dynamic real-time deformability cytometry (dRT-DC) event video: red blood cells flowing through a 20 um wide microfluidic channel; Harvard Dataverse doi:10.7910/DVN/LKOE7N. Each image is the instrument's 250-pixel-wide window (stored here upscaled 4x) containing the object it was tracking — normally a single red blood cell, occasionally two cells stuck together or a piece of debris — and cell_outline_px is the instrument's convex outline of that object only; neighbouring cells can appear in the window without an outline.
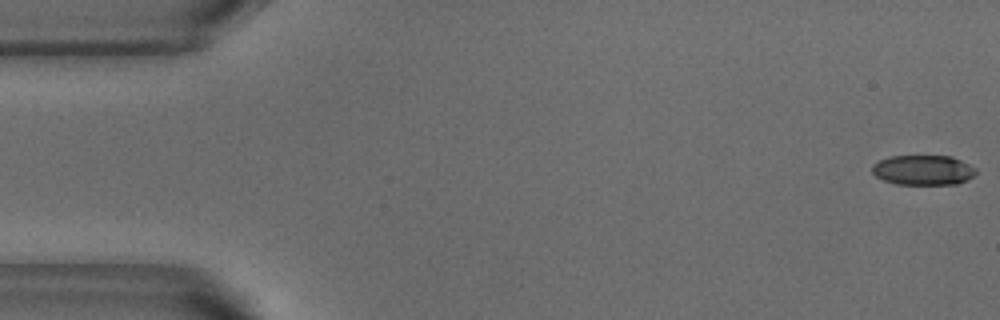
{"species": "common noctule bat (a hibernating species)", "species_latin": "Nyctalus noctula", "temperature_condition": "warm", "stored_images_in_passage": 48, "camera_frame_rate_fps": 3000, "um_per_image_px": 0.085, "animal": {"sex": "male", "body_mass_g": 18.8}, "frame": {"image": 1, "passage_image": 1, "time_ms": 0.0, "image_size_px": [1000, 320], "cell_outline_px": [[976, 172], [968, 180], [956, 184], [896, 184], [884, 180], [876, 176], [872, 172], [872, 164], [880, 160], [892, 156], [952, 156], [976, 168]], "centroid_in_image_um": [78.47, 14.46], "position_along_channel_um": 6.5, "area_um2": 18.03}}
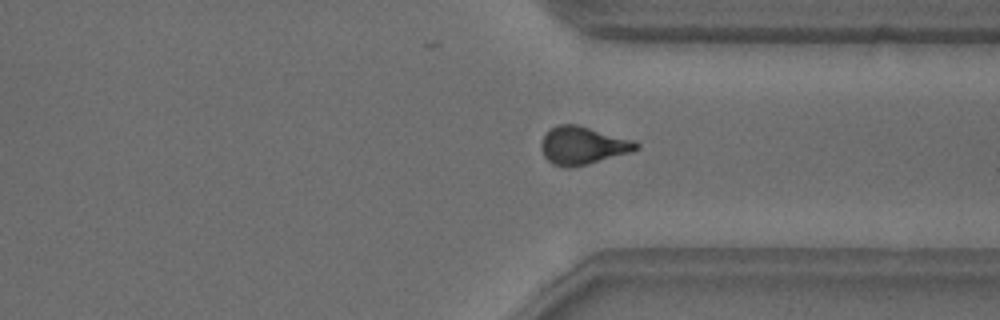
{"frame": {"image": 2, "passage_image": 39, "time_ms": 12.667, "image_size_px": [1000, 320], "cell_outline_px": [[640, 148], [632, 152], [588, 164], [572, 168], [564, 168], [552, 164], [544, 156], [540, 148], [540, 144], [544, 136], [552, 128], [560, 124], [580, 124], [636, 140], [640, 144]], "centroid_in_image_um": [49.58, 12.37], "position_along_channel_um": 361.8, "area_um2": 21.44}}
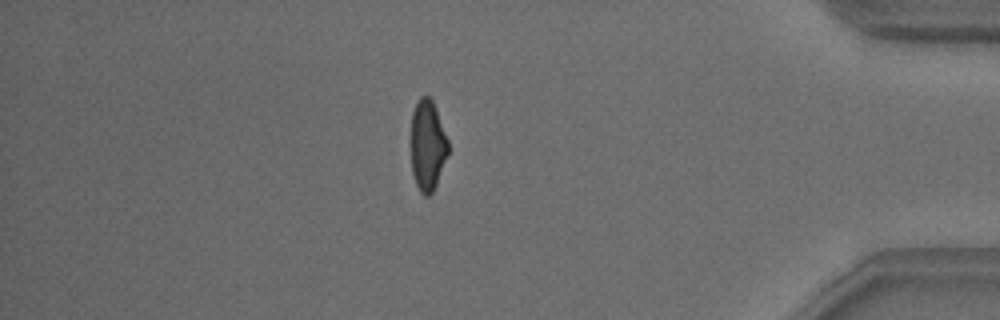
{"frame": {"image": 3, "passage_image": 45, "time_ms": 14.667, "image_size_px": [1000, 320], "cell_outline_px": [[448, 152], [436, 184], [432, 192], [428, 196], [424, 196], [420, 192], [416, 184], [412, 172], [412, 112], [420, 96], [428, 96], [432, 100], [448, 140]], "centroid_in_image_um": [36.34, 12.36], "position_along_channel_um": 398.9, "area_um2": 19.19}, "authors_computed_cell_mechanics": {"area_um2": 20.4034, "velocity_mm_per_s": 3.8363, "shape_relaxation_time_tau1_ms": 3.2227, "shape_relaxation_time_tau2_ms": 2.6849, "deformation_change_tau1": 0.1698, "deformation_change_tau2": 0.109}}